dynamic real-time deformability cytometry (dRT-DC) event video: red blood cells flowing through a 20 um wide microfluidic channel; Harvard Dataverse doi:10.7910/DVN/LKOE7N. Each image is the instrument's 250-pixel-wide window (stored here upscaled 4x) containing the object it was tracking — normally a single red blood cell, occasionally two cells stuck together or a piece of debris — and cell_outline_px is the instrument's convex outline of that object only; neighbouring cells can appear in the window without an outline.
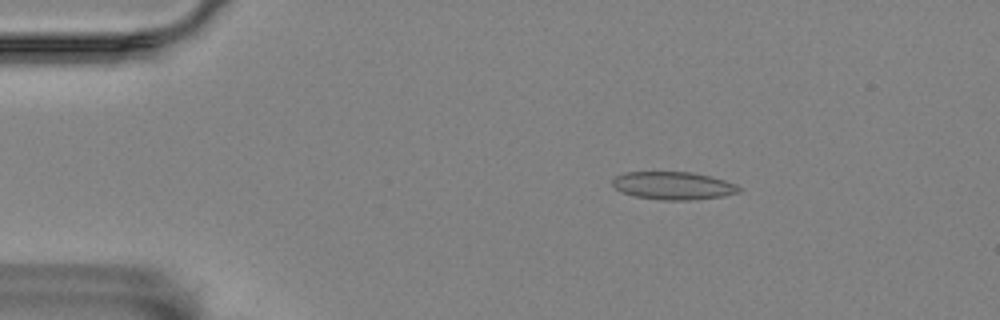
{"species": "Egyptian fruit bat (a non-hibernating species)", "species_latin": "Rousettus aegyptiacus", "temperature_condition": "room temperature", "stored_images_in_passage": 55, "camera_frame_rate_fps": 3000, "um_per_image_px": 0.085, "animal": {"sex": "female"}, "frame": {"image": 1, "passage_image": 9, "time_ms": 2.667, "image_size_px": [1000, 320], "cell_outline_px": [[744, 188], [740, 192], [720, 196], [692, 200], [660, 200], [632, 196], [620, 192], [612, 184], [612, 180], [616, 176], [624, 172], [692, 172], [724, 180], [736, 184]], "centroid_in_image_um": [57.21, 15.78], "position_along_channel_um": 27.8, "area_um2": 20.63}}
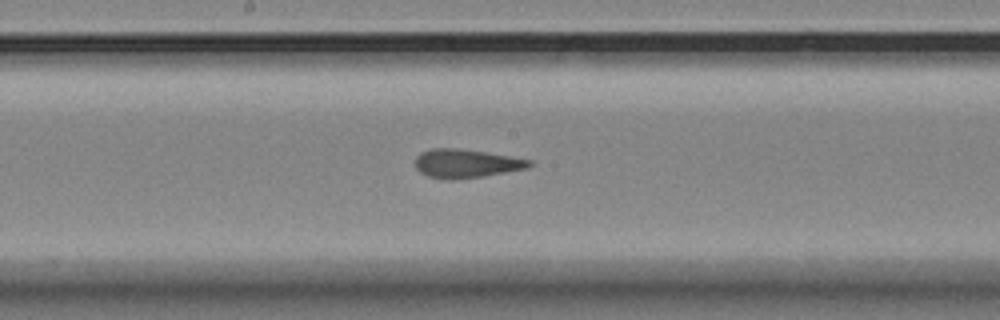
{"frame": {"image": 2, "passage_image": 29, "time_ms": 9.333, "image_size_px": [1000, 320], "cell_outline_px": [[532, 164], [528, 168], [484, 176], [444, 180], [428, 176], [420, 172], [416, 168], [416, 156], [420, 152], [432, 148], [456, 148], [484, 152], [532, 160]], "centroid_in_image_um": [39.59, 13.9], "position_along_channel_um": 208.6, "area_um2": 18.9}}
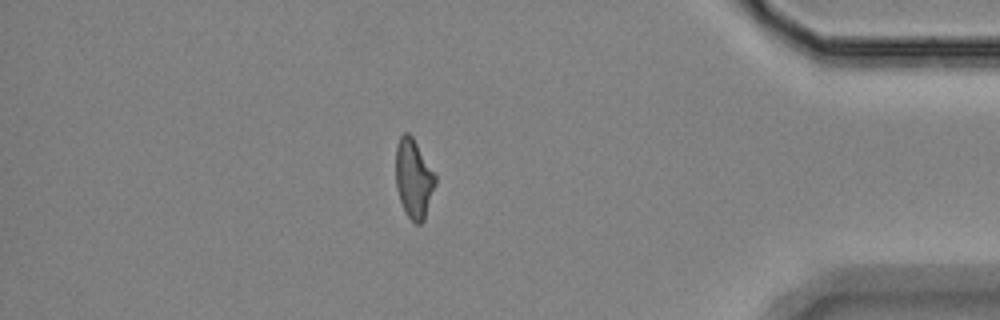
{"frame": {"image": 3, "passage_image": 48, "time_ms": 15.667, "image_size_px": [1000, 320], "cell_outline_px": [[436, 184], [424, 220], [420, 224], [416, 224], [408, 216], [400, 200], [396, 188], [396, 144], [400, 136], [404, 132], [408, 132], [412, 136], [436, 176]], "centroid_in_image_um": [35.16, 15.17], "position_along_channel_um": 400.0, "area_um2": 18.09}, "authors_computed_cell_mechanics": {"area_um2": 19.4208, "velocity_mm_per_s": 3.565, "shape_relaxation_time_tau1_ms": null, "shape_relaxation_time_tau2_ms": 1.2696, "deformation_change_tau1": null, "deformation_change_tau2": 0.0958}}